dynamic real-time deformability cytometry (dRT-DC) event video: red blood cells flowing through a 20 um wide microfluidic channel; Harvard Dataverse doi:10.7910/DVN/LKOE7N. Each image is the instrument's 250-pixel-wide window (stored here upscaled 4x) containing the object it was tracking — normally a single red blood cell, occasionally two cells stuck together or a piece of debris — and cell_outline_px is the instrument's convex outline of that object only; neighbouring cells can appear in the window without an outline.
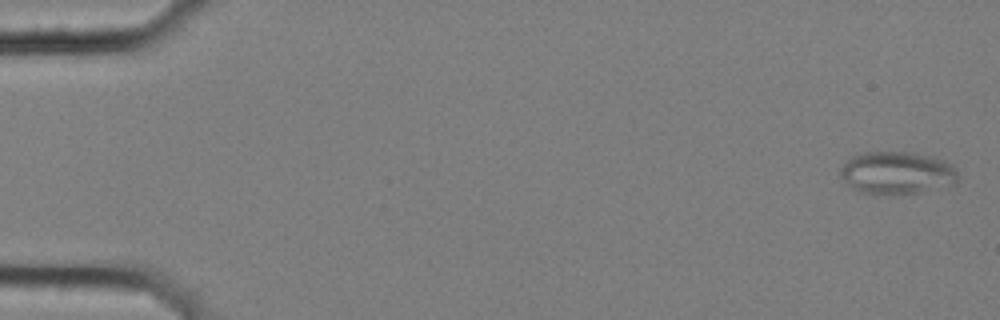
{"species": "common noctule bat (a hibernating species)", "species_latin": "Nyctalus noctula", "temperature_condition": "cold", "stored_images_in_passage": 10, "camera_frame_rate_fps": 3000, "um_per_image_px": 0.085, "animal": {"sex": "female", "body_mass_g": 25.1}, "frame": {"image": 1, "passage_image": 1, "time_ms": 0.0, "image_size_px": [1000, 320], "cell_outline_px": [[956, 184], [920, 192], [864, 192], [852, 188], [840, 176], [840, 168], [852, 156], [864, 152], [912, 152], [932, 156], [944, 160], [952, 164], [956, 168]], "centroid_in_image_um": [76.27, 14.65], "position_along_channel_um": 8.7, "area_um2": 28.61}}
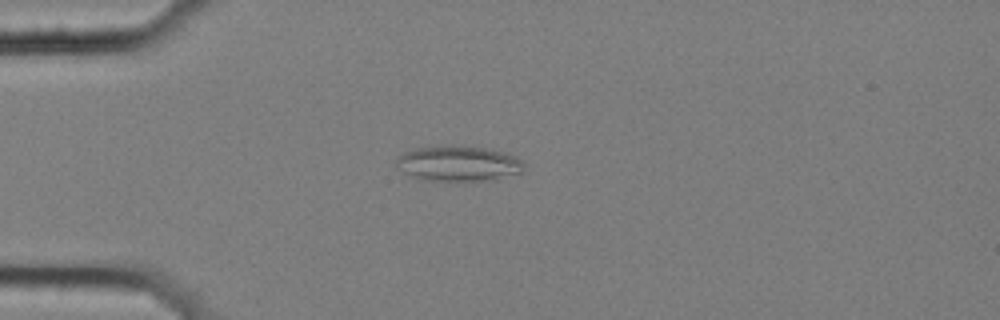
{"frame": {"image": 2, "passage_image": 5, "time_ms": 1.333, "image_size_px": [1000, 320], "cell_outline_px": [[528, 164], [520, 172], [496, 180], [420, 180], [404, 172], [396, 164], [396, 160], [404, 152], [416, 148], [484, 148], [504, 152], [516, 156], [524, 160]], "centroid_in_image_um": [39.05, 13.94], "position_along_channel_um": 46.0, "area_um2": 25.55}}